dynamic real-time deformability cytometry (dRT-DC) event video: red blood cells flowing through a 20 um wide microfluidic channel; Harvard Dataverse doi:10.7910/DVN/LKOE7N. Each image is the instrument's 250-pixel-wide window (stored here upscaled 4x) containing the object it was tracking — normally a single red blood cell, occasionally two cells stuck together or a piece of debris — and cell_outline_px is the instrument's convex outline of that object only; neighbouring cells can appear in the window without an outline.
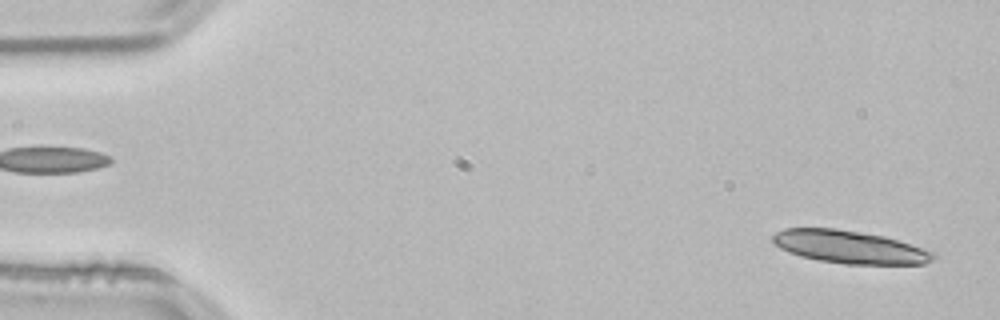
{"species": "common noctule bat (a hibernating species)", "species_latin": "Nyctalus noctula", "temperature_condition": "room temperature", "stored_images_in_passage": 22, "camera_frame_rate_fps": 3000, "um_per_image_px": 0.085, "animal": {"sex": "male", "body_mass_g": 21.5, "forearm_length_mm": 52.0}, "frame": {"image": 1, "passage_image": 2, "time_ms": 0.333, "image_size_px": [1000, 320], "cell_outline_px": [[936, 256], [932, 260], [924, 264], [844, 264], [820, 260], [800, 256], [788, 252], [780, 248], [772, 240], [772, 236], [776, 232], [784, 228], [836, 228], [884, 236], [936, 252]], "centroid_in_image_um": [72.22, 20.99], "position_along_channel_um": 12.8, "area_um2": 30.63}}